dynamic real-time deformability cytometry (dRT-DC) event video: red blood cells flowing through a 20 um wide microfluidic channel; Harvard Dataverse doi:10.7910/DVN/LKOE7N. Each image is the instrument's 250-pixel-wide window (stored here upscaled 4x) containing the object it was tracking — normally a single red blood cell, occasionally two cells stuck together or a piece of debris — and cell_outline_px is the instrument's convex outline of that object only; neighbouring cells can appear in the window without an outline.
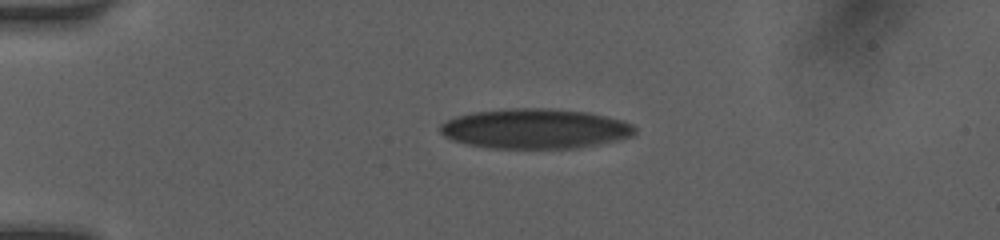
{"species": "human", "species_latin": "Homo sapiens", "temperature_condition": "room temperature", "stored_images_in_passage": 53, "camera_frame_rate_fps": 3000, "um_per_image_px": 0.085, "donor": {"sex": "female"}, "frame": {"image": 1, "passage_image": 12, "time_ms": 3.667, "image_size_px": [1000, 240], "cell_outline_px": [[636, 132], [628, 136], [576, 148], [492, 148], [468, 144], [444, 136], [440, 132], [440, 124], [448, 120], [460, 116], [476, 112], [524, 108], [544, 108], [580, 112], [620, 120], [632, 124], [636, 128]], "centroid_in_image_um": [45.43, 10.95], "position_along_channel_um": 39.6, "area_um2": 43.81}}
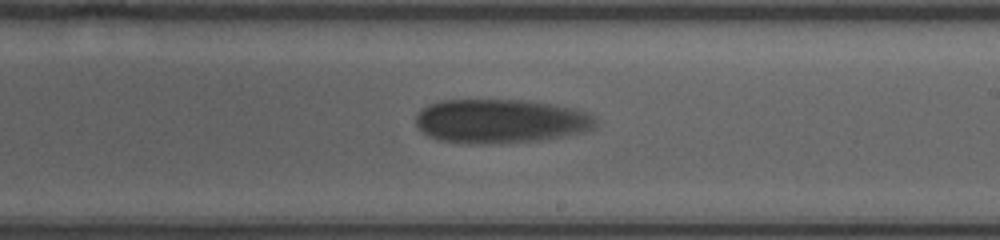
{"frame": {"image": 2, "passage_image": 32, "time_ms": 10.333, "image_size_px": [1000, 240], "cell_outline_px": [[596, 124], [592, 128], [580, 132], [564, 136], [540, 140], [492, 144], [472, 144], [444, 140], [432, 136], [424, 132], [416, 124], [416, 116], [424, 108], [432, 104], [444, 100], [524, 100], [548, 104], [568, 108], [584, 112], [592, 116]], "centroid_in_image_um": [42.53, 10.3], "position_along_channel_um": 246.5, "area_um2": 45.2}}
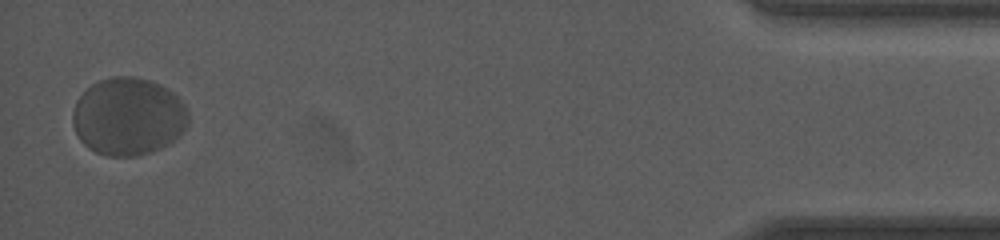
{"frame": {"image": 3, "passage_image": 52, "time_ms": 17.0, "image_size_px": [1000, 240], "cell_outline_px": [[188, 124], [168, 144], [160, 148], [136, 156], [108, 156], [96, 152], [88, 148], [80, 140], [72, 124], [72, 112], [76, 100], [92, 84], [100, 80], [112, 76], [132, 76], [148, 80], [160, 84], [168, 88], [184, 104], [188, 112]], "centroid_in_image_um": [10.87, 9.89], "position_along_channel_um": 424.3, "area_um2": 52.19}, "authors_computed_cell_mechanics": {"area_um2": 45.3152, "velocity_mm_per_s": 3.8012, "shape_relaxation_time_tau1_ms": 1.943, "shape_relaxation_time_tau2_ms": null, "deformation_change_tau1": 0.0325, "deformation_change_tau2": null}}